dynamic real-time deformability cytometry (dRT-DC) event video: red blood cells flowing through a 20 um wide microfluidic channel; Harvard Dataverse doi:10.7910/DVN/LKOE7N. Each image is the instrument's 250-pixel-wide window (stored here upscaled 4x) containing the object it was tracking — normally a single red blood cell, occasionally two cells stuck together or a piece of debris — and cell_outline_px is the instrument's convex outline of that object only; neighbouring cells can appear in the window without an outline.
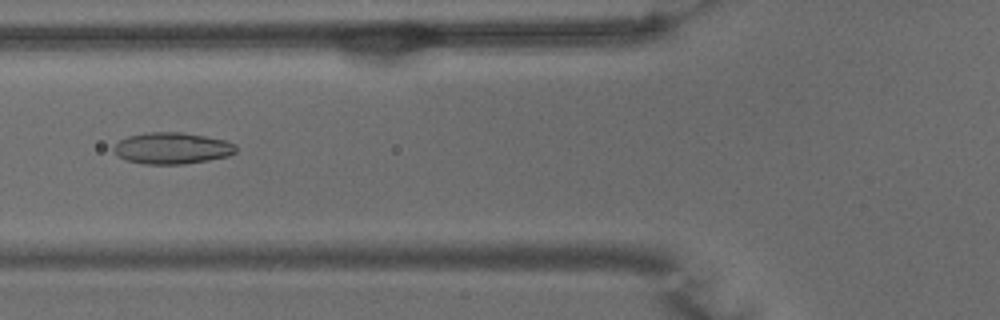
{"species": "common noctule bat (a hibernating species)", "species_latin": "Nyctalus noctula", "temperature_condition": "warm", "stored_images_in_passage": 19, "segment_of_instrument_passage": [1, 2], "camera_frame_rate_fps": 3000, "um_per_image_px": 0.085, "animal": {"sex": "male", "body_mass_g": 15.6}, "frame": {"image": 1, "passage_image": 7, "time_ms": 2.0, "image_size_px": [1000, 320], "cell_outline_px": [[236, 152], [228, 156], [208, 160], [184, 164], [144, 164], [128, 160], [116, 156], [112, 152], [112, 148], [120, 140], [128, 136], [148, 132], [180, 132], [204, 136], [224, 140], [236, 144]], "centroid_in_image_um": [14.6, 12.6], "position_along_channel_um": 111.2, "area_um2": 22.43}}
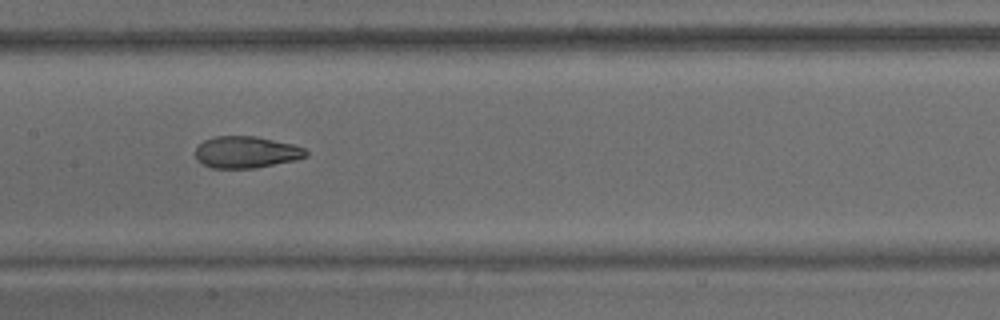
{"frame": {"image": 2, "passage_image": 13, "time_ms": 4.0, "image_size_px": [1000, 320], "cell_outline_px": [[308, 156], [296, 160], [256, 168], [212, 168], [196, 160], [196, 148], [204, 140], [216, 136], [256, 136], [296, 144], [304, 148], [308, 152]], "centroid_in_image_um": [20.97, 12.93], "position_along_channel_um": 186.4, "area_um2": 20.63}}
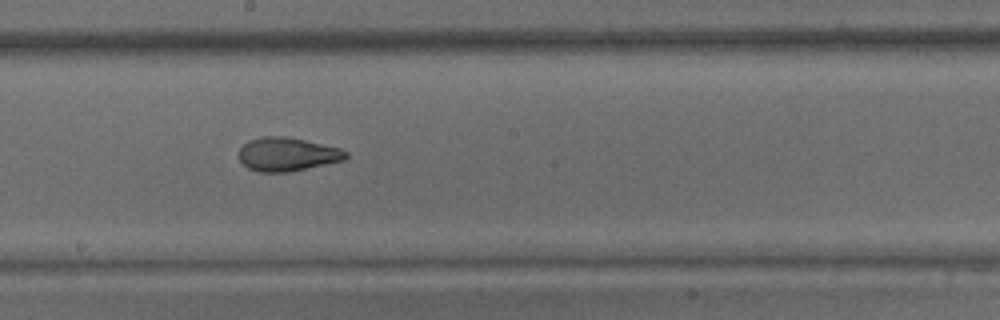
{"frame": {"image": 3, "passage_image": 16, "time_ms": 5.0, "image_size_px": [1000, 320], "cell_outline_px": [[348, 156], [344, 160], [288, 172], [260, 172], [248, 168], [240, 160], [240, 148], [248, 140], [264, 136], [284, 136], [304, 140], [340, 148], [348, 152]], "centroid_in_image_um": [24.42, 13.11], "position_along_channel_um": 223.8, "area_um2": 20.75}}